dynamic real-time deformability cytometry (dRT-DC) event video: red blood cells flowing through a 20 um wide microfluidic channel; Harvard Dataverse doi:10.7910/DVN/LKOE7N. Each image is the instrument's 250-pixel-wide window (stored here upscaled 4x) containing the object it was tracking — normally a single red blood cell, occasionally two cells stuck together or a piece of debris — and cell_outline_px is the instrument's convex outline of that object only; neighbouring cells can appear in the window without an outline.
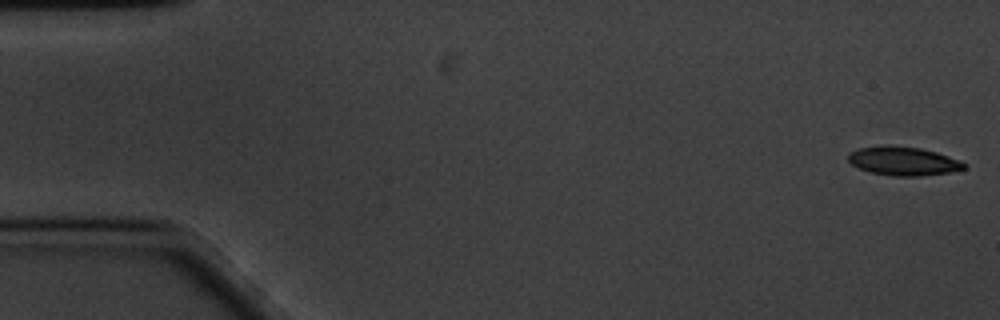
{"species": "common noctule bat (a hibernating species)", "species_latin": "Nyctalus noctula", "temperature_condition": "cold", "stored_images_in_passage": 58, "camera_frame_rate_fps": 3000, "um_per_image_px": 0.085, "animal": {"sex": "male", "body_mass_g": 20.1, "forearm_length_mm": 53.5}, "frame": {"image": 1, "passage_image": 1, "time_ms": 0.0, "image_size_px": [1000, 320], "cell_outline_px": [[968, 164], [964, 168], [948, 172], [920, 176], [892, 176], [872, 172], [860, 168], [852, 164], [848, 160], [848, 152], [860, 148], [884, 144], [892, 144], [920, 148], [936, 152], [960, 160]], "centroid_in_image_um": [76.76, 13.67], "position_along_channel_um": 8.2, "area_um2": 19.48}}
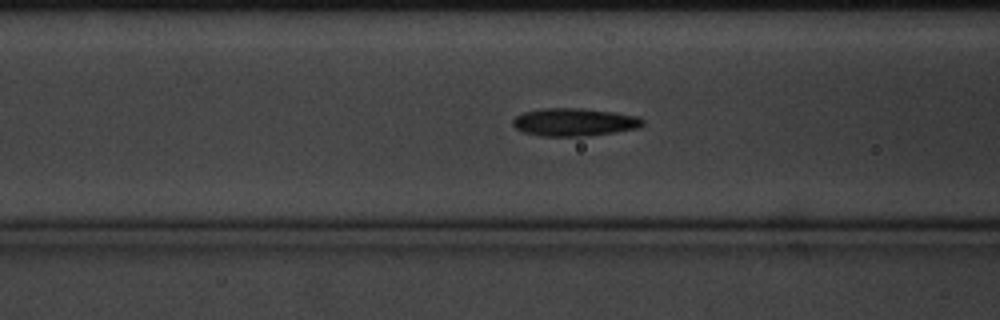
{"frame": {"image": 2, "passage_image": 22, "time_ms": 7.0, "image_size_px": [1000, 320], "cell_outline_px": [[644, 124], [636, 128], [616, 132], [584, 136], [540, 136], [524, 132], [516, 128], [512, 124], [512, 120], [516, 116], [524, 112], [544, 108], [580, 108], [616, 112], [640, 116], [644, 120]], "centroid_in_image_um": [48.83, 10.37], "position_along_channel_um": 117.8, "area_um2": 21.15}}
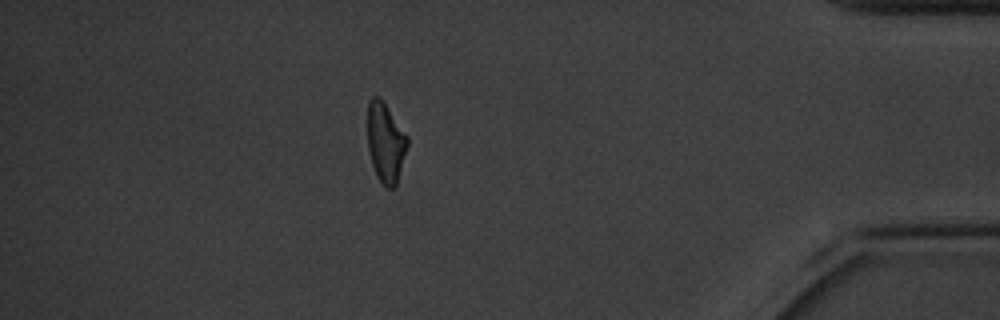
{"frame": {"image": 3, "passage_image": 51, "time_ms": 16.667, "image_size_px": [1000, 320], "cell_outline_px": [[408, 144], [396, 188], [388, 188], [376, 176], [372, 164], [368, 148], [368, 100], [372, 96], [380, 96], [384, 100], [408, 136]], "centroid_in_image_um": [32.78, 12.08], "position_along_channel_um": 402.4, "area_um2": 18.79}, "authors_computed_cell_mechanics": {"area_um2": 19.8254, "velocity_mm_per_s": 3.4029, "shape_relaxation_time_tau1_ms": 4.5597, "shape_relaxation_time_tau2_ms": 3.8123, "deformation_change_tau1": 0.1231, "deformation_change_tau2": 0.1156}}